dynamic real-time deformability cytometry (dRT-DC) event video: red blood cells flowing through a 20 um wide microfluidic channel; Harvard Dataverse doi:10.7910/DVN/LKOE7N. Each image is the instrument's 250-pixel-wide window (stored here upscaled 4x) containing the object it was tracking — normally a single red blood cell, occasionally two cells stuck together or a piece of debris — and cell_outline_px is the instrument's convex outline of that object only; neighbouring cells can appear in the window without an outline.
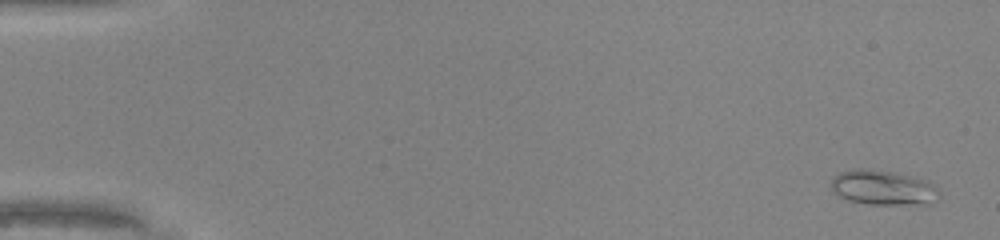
{"species": "common noctule bat (a hibernating species)", "species_latin": "Nyctalus noctula", "temperature_condition": "warm", "stored_images_in_passage": 48, "camera_frame_rate_fps": 3000, "um_per_image_px": 0.085, "animal": {"sex": "male", "body_mass_g": 20.0, "forearm_length_mm": 53.3}, "frame": {"image": 1, "passage_image": 2, "time_ms": 0.333, "image_size_px": [1000, 240], "cell_outline_px": [[940, 196], [932, 204], [868, 204], [848, 200], [832, 192], [832, 180], [840, 172], [856, 168], [864, 168], [896, 172], [928, 180], [940, 192]], "centroid_in_image_um": [75.1, 15.95], "position_along_channel_um": 9.9, "area_um2": 22.08}}
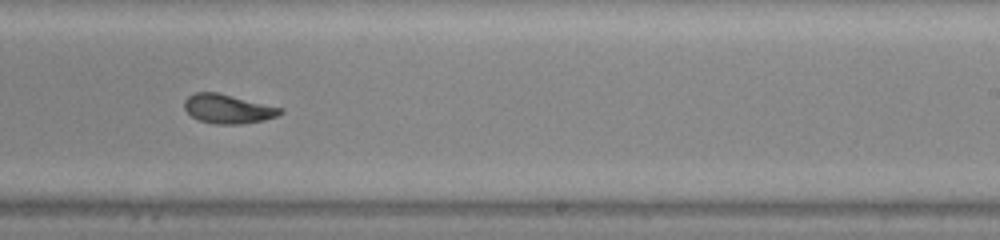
{"frame": {"image": 2, "passage_image": 31, "time_ms": 10.0, "image_size_px": [1000, 240], "cell_outline_px": [[284, 112], [276, 116], [264, 120], [240, 124], [212, 124], [200, 120], [192, 116], [184, 108], [184, 100], [188, 96], [196, 92], [216, 92], [284, 108]], "centroid_in_image_um": [19.38, 9.25], "position_along_channel_um": 269.6, "area_um2": 16.24}}
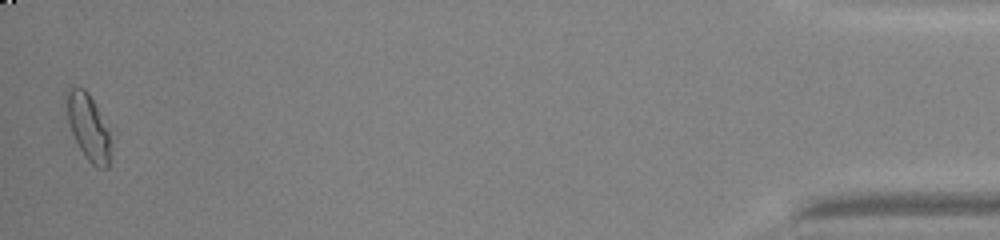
{"frame": {"image": 3, "passage_image": 48, "time_ms": 15.667, "image_size_px": [1000, 240], "cell_outline_px": [[116, 132], [108, 168], [96, 168], [88, 160], [80, 148], [68, 124], [64, 104], [64, 92], [72, 88], [84, 88], [88, 92], [116, 128]], "centroid_in_image_um": [7.64, 10.77], "position_along_channel_um": 427.6, "area_um2": 19.02}, "authors_computed_cell_mechanics": {"area_um2": 16.7042, "velocity_mm_per_s": 4.3044, "shape_relaxation_time_tau1_ms": 6.3838, "shape_relaxation_time_tau2_ms": 1.4277, "deformation_change_tau1": 0.2019, "deformation_change_tau2": 0.074}}